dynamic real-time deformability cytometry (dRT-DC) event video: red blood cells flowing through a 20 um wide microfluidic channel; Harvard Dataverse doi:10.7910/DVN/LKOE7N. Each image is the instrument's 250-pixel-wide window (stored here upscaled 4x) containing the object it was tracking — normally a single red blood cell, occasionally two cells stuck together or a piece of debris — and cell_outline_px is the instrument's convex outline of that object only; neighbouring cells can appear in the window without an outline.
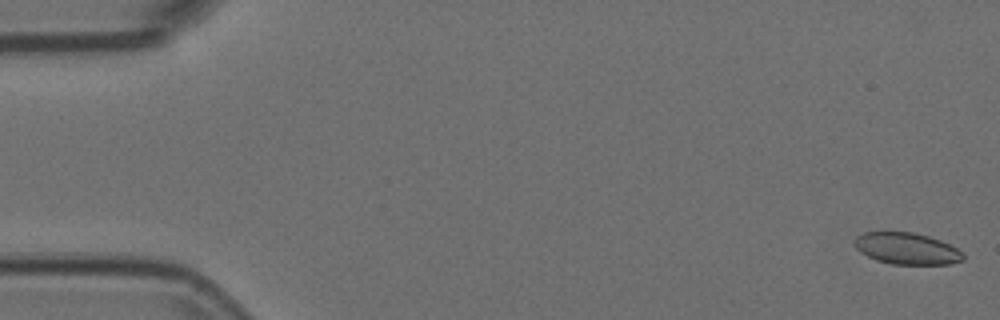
{"species": "Egyptian fruit bat (a non-hibernating species)", "species_latin": "Rousettus aegyptiacus", "temperature_condition": "room temperature", "stored_images_in_passage": 56, "camera_frame_rate_fps": 3000, "um_per_image_px": 0.085, "animal": {"sex": "female"}, "frame": {"image": 1, "passage_image": 1, "time_ms": 0.0, "image_size_px": [1000, 320], "cell_outline_px": [[964, 260], [948, 264], [892, 264], [876, 260], [860, 252], [856, 248], [856, 236], [864, 232], [912, 232], [928, 236], [940, 240], [964, 252]], "centroid_in_image_um": [77.1, 21.13], "position_along_channel_um": 7.9, "area_um2": 19.88}}
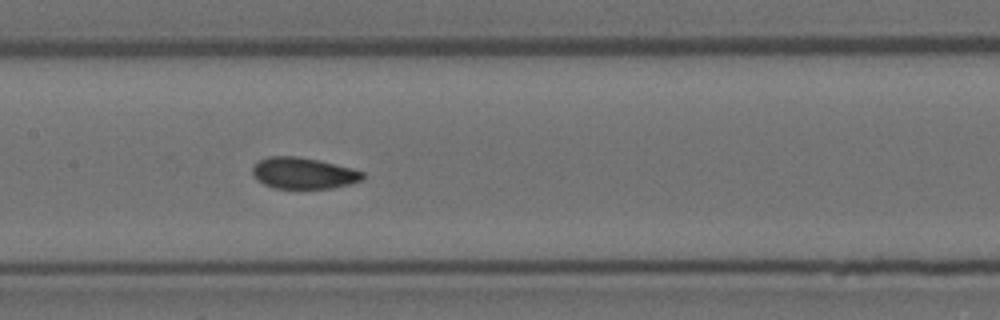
{"frame": {"image": 2, "passage_image": 27, "time_ms": 8.667, "image_size_px": [1000, 320], "cell_outline_px": [[364, 176], [360, 180], [348, 184], [332, 188], [276, 188], [264, 184], [256, 180], [252, 176], [252, 168], [260, 160], [268, 156], [296, 156], [320, 160], [352, 168], [364, 172]], "centroid_in_image_um": [25.76, 14.71], "position_along_channel_um": 181.6, "area_um2": 20.06}}
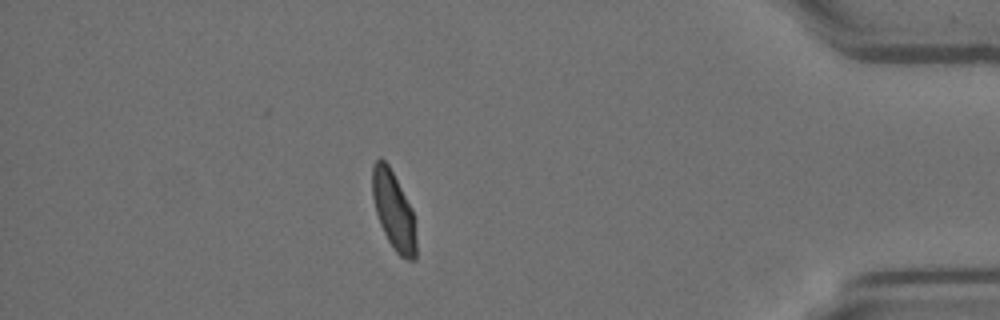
{"frame": {"image": 3, "passage_image": 49, "time_ms": 16.0, "image_size_px": [1000, 320], "cell_outline_px": [[416, 260], [408, 260], [400, 256], [396, 252], [388, 240], [380, 224], [376, 212], [372, 196], [372, 164], [380, 156], [388, 164], [412, 212], [416, 240]], "centroid_in_image_um": [33.42, 17.91], "position_along_channel_um": 401.8, "area_um2": 19.48}, "authors_computed_cell_mechanics": {"area_um2": 20.6635, "velocity_mm_per_s": 3.6129, "shape_relaxation_time_tau1_ms": null, "shape_relaxation_time_tau2_ms": 0.9024, "deformation_change_tau1": null, "deformation_change_tau2": 0.0561}}